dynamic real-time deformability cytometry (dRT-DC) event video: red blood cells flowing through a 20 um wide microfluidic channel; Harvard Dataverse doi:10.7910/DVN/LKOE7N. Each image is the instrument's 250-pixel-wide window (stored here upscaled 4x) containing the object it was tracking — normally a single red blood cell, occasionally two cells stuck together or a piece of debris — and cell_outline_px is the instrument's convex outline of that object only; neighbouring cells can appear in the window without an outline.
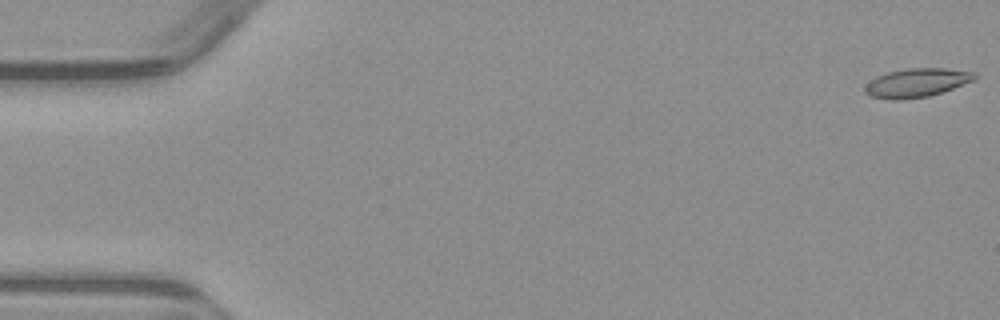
{"species": "common noctule bat (a hibernating species)", "species_latin": "Nyctalus noctula", "temperature_condition": "warm", "stored_images_in_passage": 5, "camera_frame_rate_fps": 3000, "um_per_image_px": 0.085, "animal": {"sex": "male", "body_mass_g": 23.1, "forearm_length_mm": 52.7}, "frame": {"image": 1, "passage_image": 1, "time_ms": 0.0, "image_size_px": [1000, 320], "cell_outline_px": [[976, 80], [928, 96], [900, 100], [892, 100], [868, 96], [864, 92], [864, 88], [876, 76], [888, 72], [908, 68], [948, 68], [976, 72]], "centroid_in_image_um": [77.92, 7.03], "position_along_channel_um": 7.1, "area_um2": 18.38}}
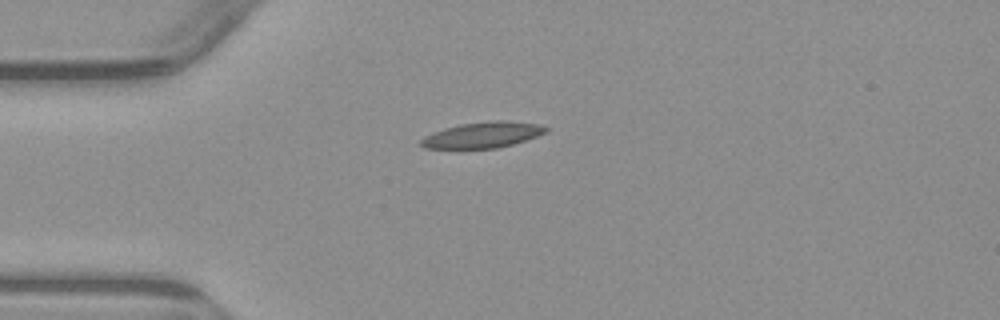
{"frame": {"image": 2, "passage_image": 4, "time_ms": 4.333, "image_size_px": [1000, 320], "cell_outline_px": [[548, 132], [512, 144], [496, 148], [424, 148], [420, 144], [420, 140], [424, 136], [432, 132], [444, 128], [460, 124], [496, 120], [508, 120], [540, 124], [548, 128]], "centroid_in_image_um": [41.02, 11.45], "position_along_channel_um": 44.0, "area_um2": 18.79}}
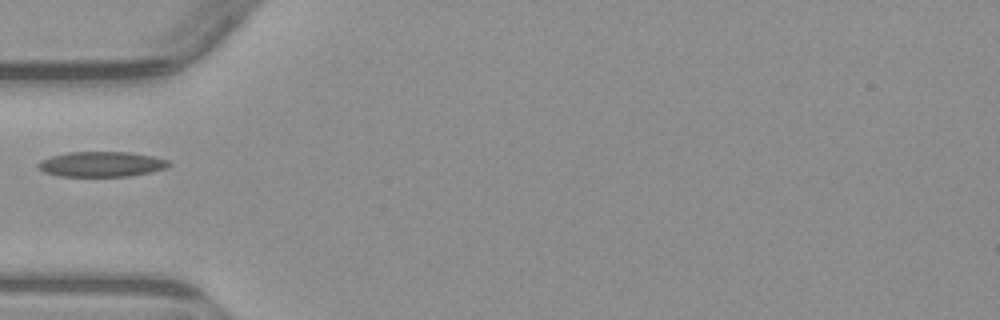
{"frame": {"image": 3, "passage_image": 5, "time_ms": 5.667, "image_size_px": [1000, 320], "cell_outline_px": [[172, 164], [164, 168], [148, 172], [128, 176], [60, 176], [44, 172], [36, 164], [40, 160], [52, 156], [68, 152], [128, 152], [152, 156], [168, 160]], "centroid_in_image_um": [8.6, 13.95], "position_along_channel_um": 76.4, "area_um2": 18.96}}